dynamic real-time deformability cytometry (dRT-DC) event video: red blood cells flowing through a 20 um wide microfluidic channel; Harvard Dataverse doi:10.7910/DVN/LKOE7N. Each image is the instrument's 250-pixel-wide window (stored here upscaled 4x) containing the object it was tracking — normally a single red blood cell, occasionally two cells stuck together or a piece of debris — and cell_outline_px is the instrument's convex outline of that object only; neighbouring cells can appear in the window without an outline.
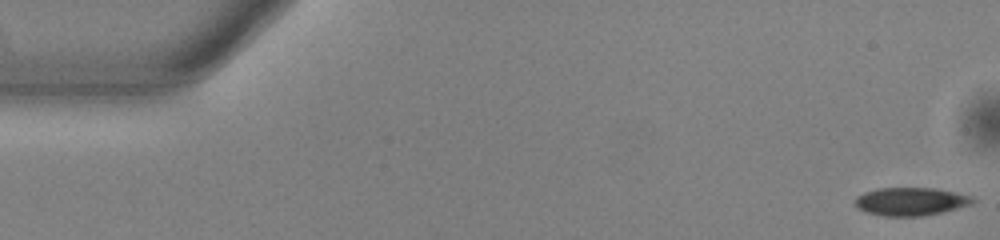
{"species": "common noctule bat (a hibernating species)", "species_latin": "Nyctalus noctula", "temperature_condition": "warm", "stored_images_in_passage": 23, "camera_frame_rate_fps": 3000, "um_per_image_px": 0.085, "animal": {"sex": "male", "body_mass_g": 13.0, "forearm_length_mm": 53.1}, "frame": {"image": 1, "passage_image": 1, "time_ms": 0.0, "image_size_px": [1000, 240], "cell_outline_px": [[976, 200], [972, 204], [944, 212], [924, 216], [884, 216], [868, 212], [856, 208], [856, 196], [864, 192], [876, 188], [936, 188], [972, 196]], "centroid_in_image_um": [77.43, 17.12], "position_along_channel_um": 7.6, "area_um2": 19.36}}
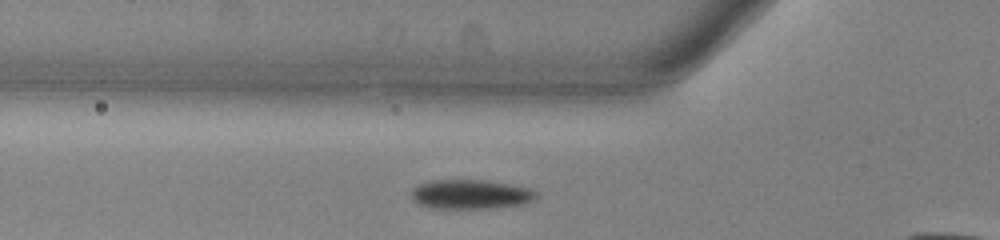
{"frame": {"image": 2, "passage_image": 18, "time_ms": 5.667, "image_size_px": [1000, 240], "cell_outline_px": [[540, 196], [536, 200], [520, 204], [500, 208], [428, 208], [416, 204], [412, 200], [412, 188], [420, 184], [432, 180], [480, 180], [508, 184], [528, 188], [540, 192]], "centroid_in_image_um": [40.02, 16.53], "position_along_channel_um": 85.8, "area_um2": 21.62}}
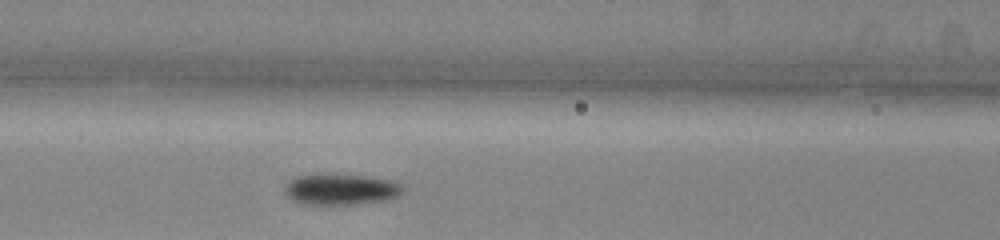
{"frame": {"image": 3, "passage_image": 22, "time_ms": 7.0, "image_size_px": [1000, 240], "cell_outline_px": [[404, 188], [396, 196], [384, 200], [356, 204], [304, 204], [292, 200], [284, 192], [284, 188], [296, 176], [368, 176], [392, 180], [400, 184]], "centroid_in_image_um": [28.99, 16.12], "position_along_channel_um": 137.6, "area_um2": 20.52}}